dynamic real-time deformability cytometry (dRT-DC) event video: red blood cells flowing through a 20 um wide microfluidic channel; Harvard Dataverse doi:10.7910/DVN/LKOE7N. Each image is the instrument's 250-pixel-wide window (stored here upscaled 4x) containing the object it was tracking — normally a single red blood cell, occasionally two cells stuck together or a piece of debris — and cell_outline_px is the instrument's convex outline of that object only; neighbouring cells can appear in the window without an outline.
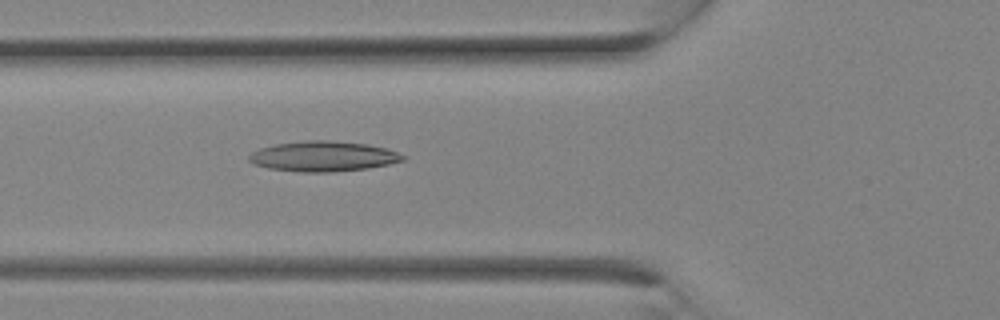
{"species": "Egyptian fruit bat (a non-hibernating species)", "species_latin": "Rousettus aegyptiacus", "temperature_condition": "room temperature", "stored_images_in_passage": 10, "camera_frame_rate_fps": 3000, "um_per_image_px": 0.085, "animal": {"sex": "female"}, "frame": {"image": 1, "passage_image": 10, "time_ms": 3.0, "image_size_px": [1000, 320], "cell_outline_px": [[408, 156], [404, 160], [388, 164], [368, 168], [332, 172], [304, 172], [268, 168], [252, 164], [248, 160], [248, 156], [252, 152], [260, 148], [276, 144], [308, 140], [328, 140], [368, 144], [384, 148]], "centroid_in_image_um": [27.46, 13.29], "position_along_channel_um": 98.3, "area_um2": 27.05}}